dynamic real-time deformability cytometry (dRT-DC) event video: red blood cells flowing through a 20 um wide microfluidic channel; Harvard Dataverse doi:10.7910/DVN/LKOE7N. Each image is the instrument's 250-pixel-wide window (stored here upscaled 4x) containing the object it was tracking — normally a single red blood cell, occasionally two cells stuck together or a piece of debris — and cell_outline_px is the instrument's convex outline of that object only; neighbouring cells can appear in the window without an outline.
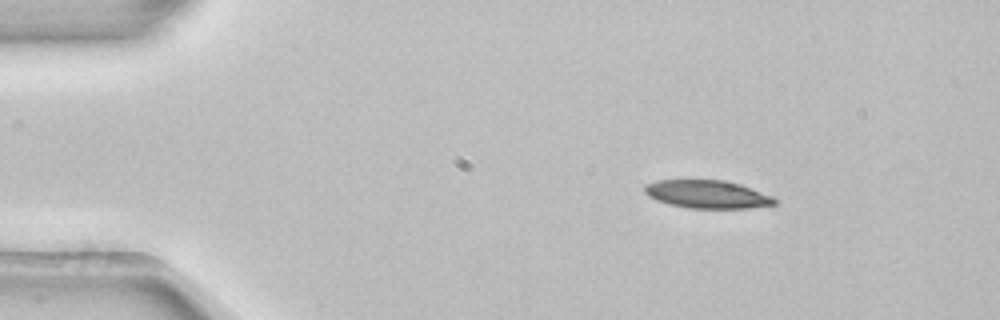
{"species": "common noctule bat (a hibernating species)", "species_latin": "Nyctalus noctula", "temperature_condition": "room temperature", "stored_images_in_passage": 3, "camera_frame_rate_fps": 3000, "um_per_image_px": 0.085, "animal": {"sex": "female", "body_mass_g": 22.7, "forearm_length_mm": 54.2}, "frame": {"image": 1, "passage_image": 1, "time_ms": 0.0, "image_size_px": [1000, 320], "cell_outline_px": [[780, 200], [776, 204], [748, 208], [688, 208], [668, 204], [656, 200], [648, 196], [644, 192], [644, 184], [656, 180], [724, 180], [740, 184], [772, 196]], "centroid_in_image_um": [60.1, 16.51], "position_along_channel_um": 24.9, "area_um2": 21.39}}
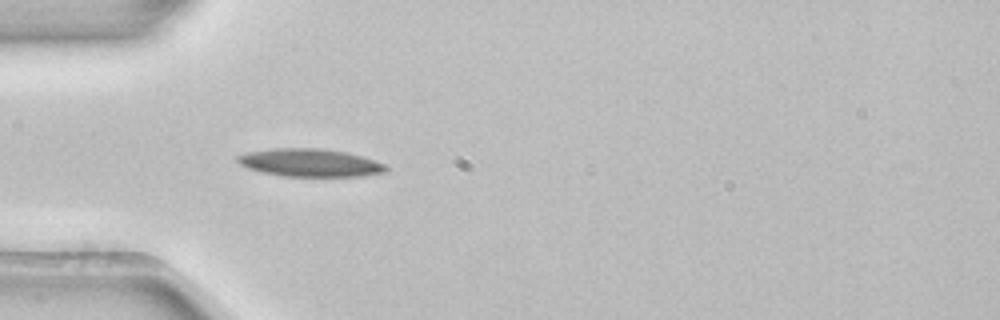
{"frame": {"image": 2, "passage_image": 3, "time_ms": 0.667, "image_size_px": [1000, 320], "cell_outline_px": [[388, 168], [384, 172], [360, 176], [284, 176], [260, 172], [248, 168], [240, 164], [236, 160], [236, 156], [248, 152], [272, 148], [320, 148], [348, 152], [364, 156], [384, 164]], "centroid_in_image_um": [26.33, 13.82], "position_along_channel_um": 58.7, "area_um2": 24.16}}